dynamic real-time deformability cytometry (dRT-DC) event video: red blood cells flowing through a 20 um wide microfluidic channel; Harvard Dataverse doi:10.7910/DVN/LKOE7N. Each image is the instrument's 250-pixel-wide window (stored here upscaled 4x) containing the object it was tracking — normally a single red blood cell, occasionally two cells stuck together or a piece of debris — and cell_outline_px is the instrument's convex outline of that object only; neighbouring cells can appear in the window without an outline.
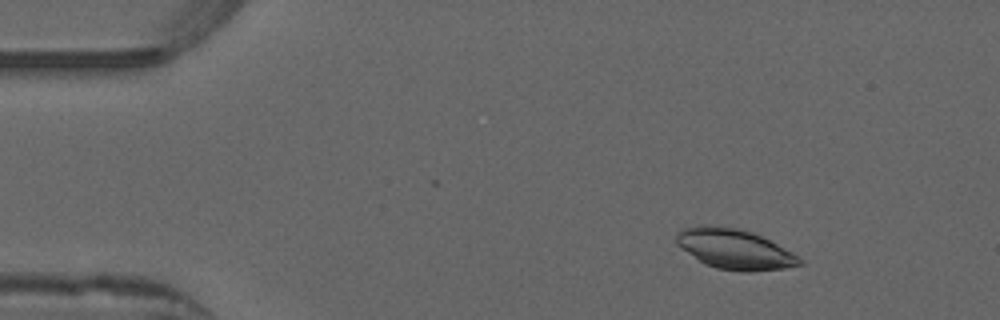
{"species": "common noctule bat (a hibernating species)", "species_latin": "Nyctalus noctula", "temperature_condition": "warm", "stored_images_in_passage": 42, "camera_frame_rate_fps": 3000, "um_per_image_px": 0.085, "animal": {"sex": "male", "forearm_length_mm": 52.5}, "frame": {"image": 1, "passage_image": 6, "time_ms": 1.667, "image_size_px": [1000, 320], "cell_outline_px": [[804, 264], [784, 268], [752, 272], [744, 272], [716, 268], [704, 264], [676, 244], [676, 232], [680, 228], [700, 224], [704, 224], [740, 228], [752, 232], [800, 256], [804, 260]], "centroid_in_image_um": [62.42, 21.16], "position_along_channel_um": 22.6, "area_um2": 29.07}}
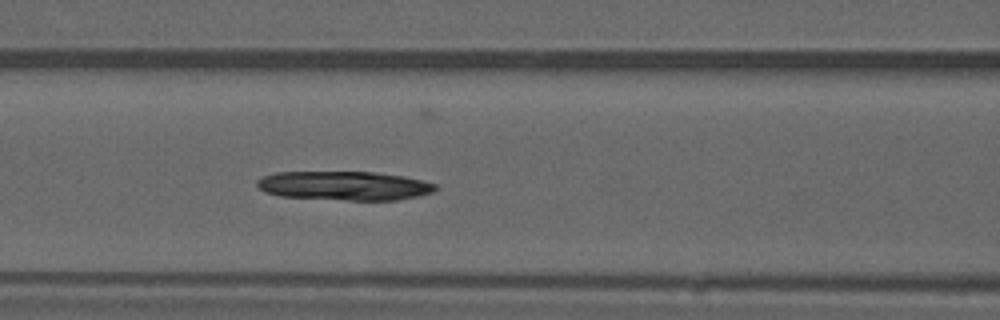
{"frame": {"image": 2, "passage_image": 21, "time_ms": 6.667, "image_size_px": [1000, 320], "cell_outline_px": [[440, 188], [432, 192], [420, 196], [396, 200], [348, 200], [280, 196], [264, 192], [256, 188], [256, 180], [264, 176], [276, 172], [372, 172], [404, 176], [436, 184]], "centroid_in_image_um": [29.25, 15.79], "position_along_channel_um": 137.3, "area_um2": 30.29}}